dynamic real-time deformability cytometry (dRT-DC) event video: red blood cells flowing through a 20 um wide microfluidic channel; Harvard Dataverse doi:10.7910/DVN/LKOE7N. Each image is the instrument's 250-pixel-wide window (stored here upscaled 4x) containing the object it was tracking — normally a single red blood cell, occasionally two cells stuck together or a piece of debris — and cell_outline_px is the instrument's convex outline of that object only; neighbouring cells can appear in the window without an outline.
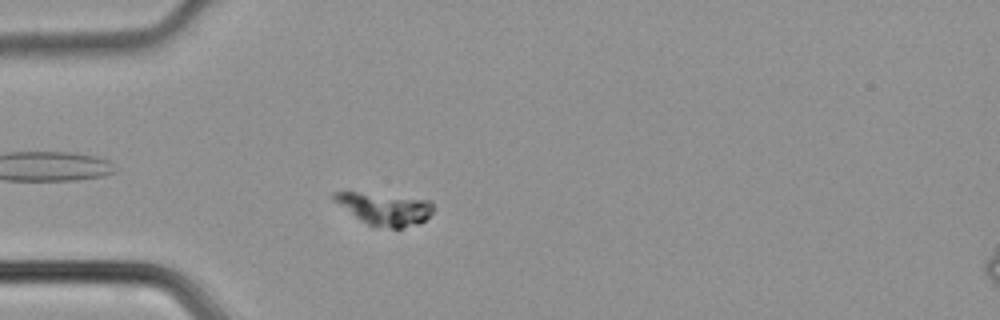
{"species": "common noctule bat (a hibernating species)", "species_latin": "Nyctalus noctula", "temperature_condition": "cold", "stored_images_in_passage": 37, "camera_frame_rate_fps": 3000, "um_per_image_px": 0.085, "animal": {"sex": "male", "body_mass_g": 21.5, "forearm_length_mm": 52.0}, "frame": {"image": 1, "passage_image": 1, "time_ms": 0.0, "image_size_px": [1000, 320], "cell_outline_px": [[432, 212], [424, 220], [416, 224], [400, 228], [392, 228], [368, 224], [360, 220], [332, 200], [332, 192], [356, 192], [428, 200], [432, 204]], "centroid_in_image_um": [32.65, 17.75], "position_along_channel_um": 52.4, "area_um2": 18.03}}
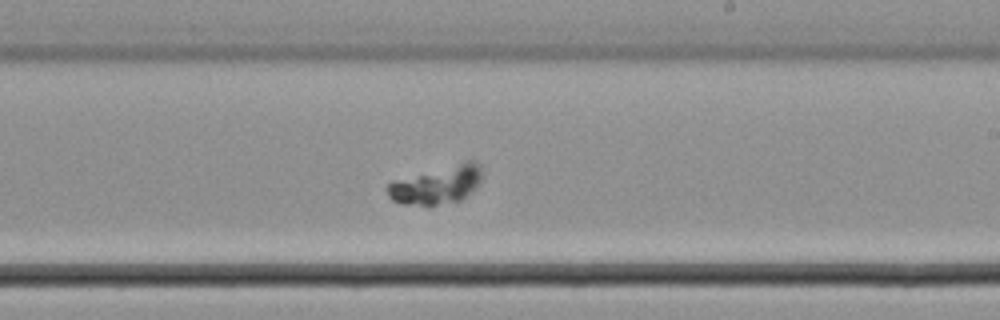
{"frame": {"image": 2, "passage_image": 17, "time_ms": 5.333, "image_size_px": [1000, 320], "cell_outline_px": [[484, 176], [480, 184], [476, 188], [460, 200], [436, 204], [400, 204], [392, 200], [388, 196], [384, 188], [388, 184], [464, 160], [476, 160], [480, 164], [484, 172]], "centroid_in_image_um": [37.23, 15.69], "position_along_channel_um": 251.8, "area_um2": 20.81}}
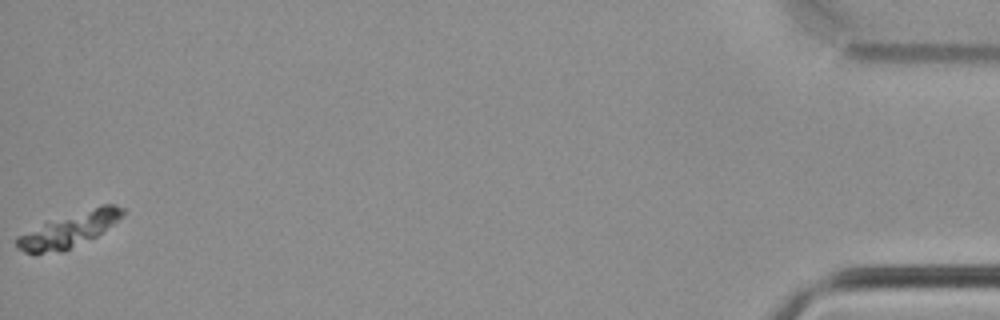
{"frame": {"image": 3, "passage_image": 37, "time_ms": 12.0, "image_size_px": [1000, 320], "cell_outline_px": [[124, 216], [96, 236], [64, 252], [24, 252], [16, 244], [16, 236], [48, 220], [104, 204], [116, 204], [124, 208]], "centroid_in_image_um": [5.91, 19.51], "position_along_channel_um": 429.3, "area_um2": 21.21}}